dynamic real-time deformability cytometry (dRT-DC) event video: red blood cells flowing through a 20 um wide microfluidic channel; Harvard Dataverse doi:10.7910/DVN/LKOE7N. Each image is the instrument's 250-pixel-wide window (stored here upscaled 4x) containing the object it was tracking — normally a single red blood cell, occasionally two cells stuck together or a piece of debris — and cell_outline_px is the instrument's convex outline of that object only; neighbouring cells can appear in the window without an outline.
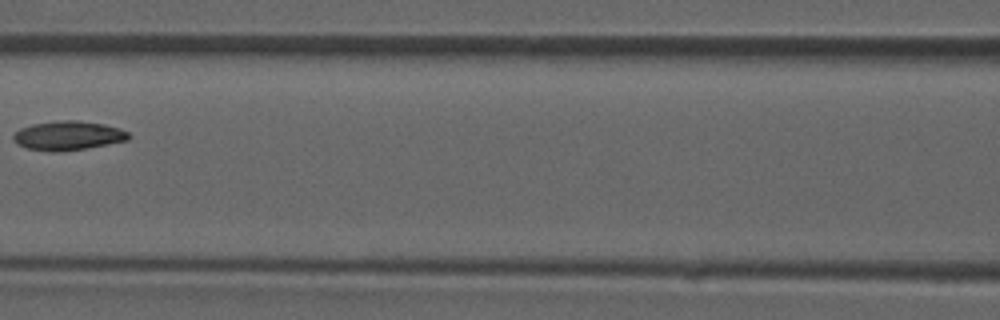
{"species": "common noctule bat (a hibernating species)", "species_latin": "Nyctalus noctula", "temperature_condition": "room temperature", "stored_images_in_passage": 3, "camera_frame_rate_fps": 3000, "um_per_image_px": 0.085, "animal": {"sex": "male", "forearm_length_mm": 52.5}, "frame": {"image": 1, "passage_image": 3, "time_ms": 0.667, "image_size_px": [1000, 320], "cell_outline_px": [[132, 136], [128, 140], [84, 148], [28, 148], [12, 140], [12, 136], [20, 128], [32, 124], [56, 120], [76, 120], [104, 124], [120, 128], [128, 132]], "centroid_in_image_um": [5.84, 11.45], "position_along_channel_um": 160.8, "area_um2": 18.61}}